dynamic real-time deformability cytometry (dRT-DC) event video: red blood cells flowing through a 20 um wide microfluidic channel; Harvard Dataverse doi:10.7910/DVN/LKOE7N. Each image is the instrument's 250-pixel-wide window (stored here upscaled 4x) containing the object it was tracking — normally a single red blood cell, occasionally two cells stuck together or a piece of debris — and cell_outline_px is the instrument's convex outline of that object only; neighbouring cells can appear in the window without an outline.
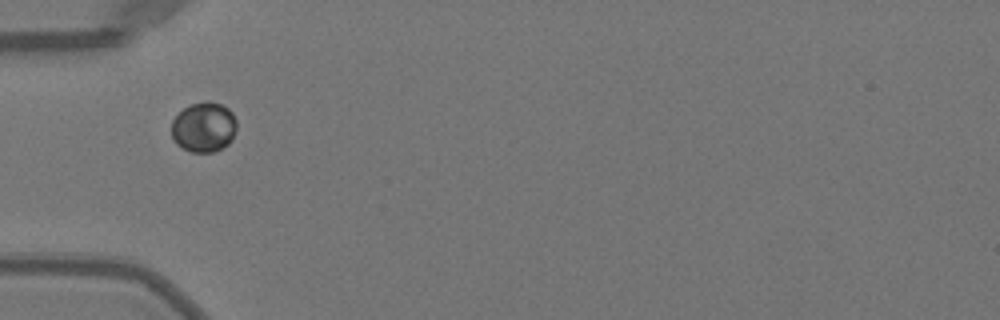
{"species": "Egyptian fruit bat (a non-hibernating species)", "species_latin": "Rousettus aegyptiacus", "temperature_condition": "warm", "stored_images_in_passage": 35, "camera_frame_rate_fps": 3000, "um_per_image_px": 0.085, "animal": {"sex": "female"}, "frame": {"image": 1, "passage_image": 1, "time_ms": 0.0, "image_size_px": [1000, 320], "cell_outline_px": [[236, 132], [232, 140], [228, 144], [212, 152], [192, 152], [180, 148], [172, 140], [172, 120], [184, 108], [192, 104], [208, 100], [220, 104], [228, 108], [232, 112], [236, 120]], "centroid_in_image_um": [17.32, 10.81], "position_along_channel_um": 67.7, "area_um2": 19.13}}
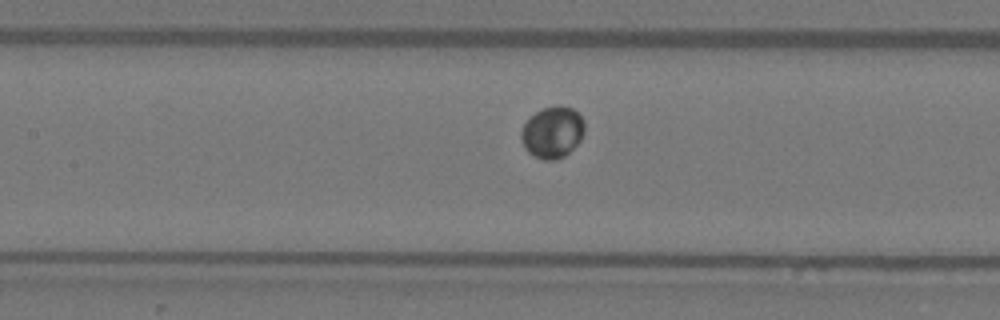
{"frame": {"image": 2, "passage_image": 8, "time_ms": 2.333, "image_size_px": [1000, 320], "cell_outline_px": [[584, 132], [580, 140], [564, 156], [556, 160], [544, 160], [528, 152], [524, 148], [520, 136], [520, 132], [524, 124], [536, 112], [544, 108], [556, 104], [560, 104], [572, 108], [584, 120]], "centroid_in_image_um": [46.95, 11.23], "position_along_channel_um": 160.4, "area_um2": 18.96}}
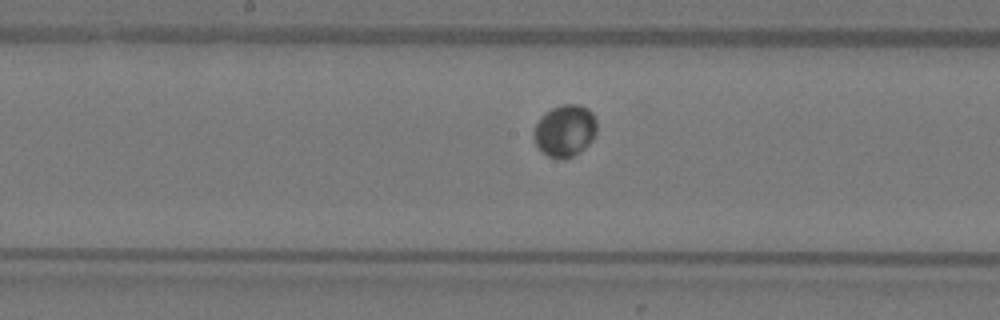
{"frame": {"image": 3, "passage_image": 11, "time_ms": 3.333, "image_size_px": [1000, 320], "cell_outline_px": [[596, 132], [592, 140], [584, 148], [572, 156], [548, 156], [536, 144], [536, 124], [540, 116], [544, 112], [560, 104], [580, 104], [588, 108], [596, 116]], "centroid_in_image_um": [48.06, 11.03], "position_along_channel_um": 200.1, "area_um2": 18.61}}